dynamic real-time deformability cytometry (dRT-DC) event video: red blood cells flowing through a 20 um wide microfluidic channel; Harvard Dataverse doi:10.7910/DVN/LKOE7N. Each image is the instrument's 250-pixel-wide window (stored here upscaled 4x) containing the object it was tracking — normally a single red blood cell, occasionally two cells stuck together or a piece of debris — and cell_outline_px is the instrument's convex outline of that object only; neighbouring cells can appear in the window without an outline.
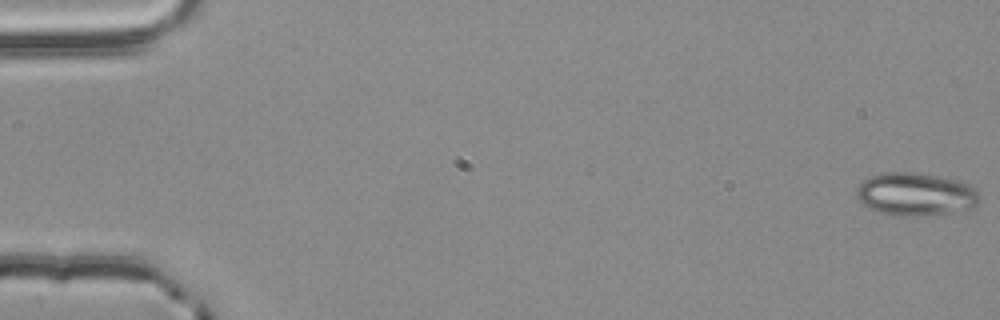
{"species": "common noctule bat (a hibernating species)", "species_latin": "Nyctalus noctula", "temperature_condition": "room temperature", "stored_images_in_passage": 55, "camera_frame_rate_fps": 3000, "um_per_image_px": 0.085, "animal": {"sex": "male", "body_mass_g": 20.4}, "frame": {"image": 1, "passage_image": 1, "time_ms": 0.0, "image_size_px": [1000, 320], "cell_outline_px": [[984, 200], [972, 208], [952, 212], [916, 216], [896, 216], [880, 212], [864, 204], [856, 196], [856, 188], [864, 180], [872, 176], [884, 172], [912, 172], [960, 180], [968, 184]], "centroid_in_image_um": [77.86, 16.51], "position_along_channel_um": 7.1, "area_um2": 30.69}}
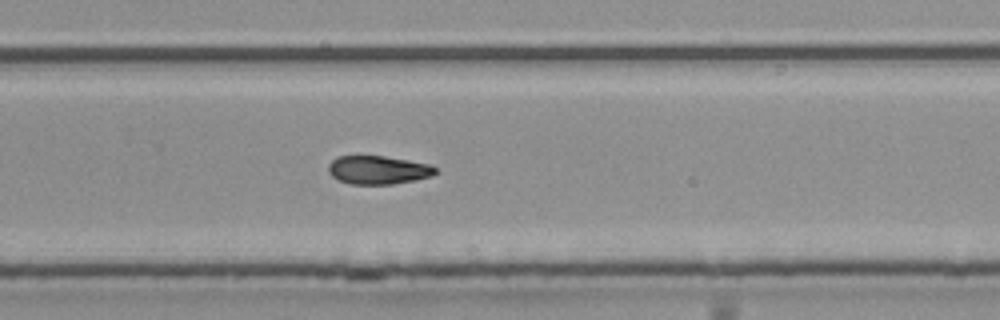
{"frame": {"image": 2, "passage_image": 37, "time_ms": 12.0, "image_size_px": [1000, 320], "cell_outline_px": [[436, 172], [432, 176], [416, 180], [392, 184], [352, 184], [336, 180], [328, 172], [328, 164], [336, 156], [384, 156], [432, 164], [436, 168]], "centroid_in_image_um": [32.13, 14.45], "position_along_channel_um": 297.7, "area_um2": 17.92}}
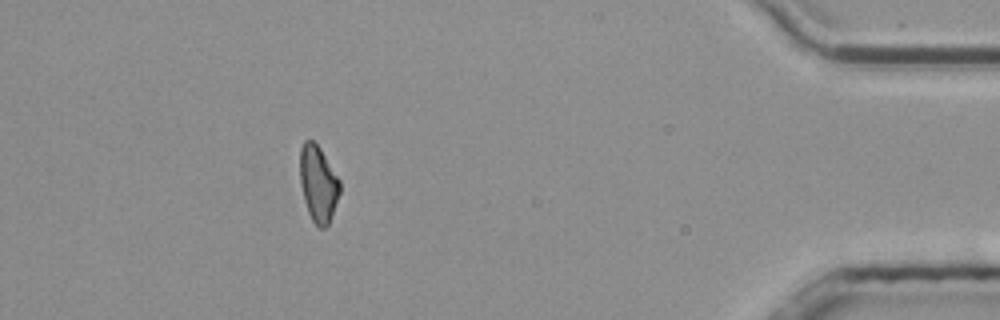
{"frame": {"image": 3, "passage_image": 50, "time_ms": 16.333, "image_size_px": [1000, 320], "cell_outline_px": [[340, 192], [328, 224], [324, 228], [320, 228], [312, 220], [308, 212], [304, 200], [300, 184], [300, 148], [304, 140], [312, 140], [320, 148], [340, 180]], "centroid_in_image_um": [27.03, 15.6], "position_along_channel_um": 408.2, "area_um2": 17.57}, "authors_computed_cell_mechanics": {"area_um2": 18.6116, "velocity_mm_per_s": 3.8318, "shape_relaxation_time_tau1_ms": null, "shape_relaxation_time_tau2_ms": 3.4319, "deformation_change_tau1": null, "deformation_change_tau2": 0.0998}}